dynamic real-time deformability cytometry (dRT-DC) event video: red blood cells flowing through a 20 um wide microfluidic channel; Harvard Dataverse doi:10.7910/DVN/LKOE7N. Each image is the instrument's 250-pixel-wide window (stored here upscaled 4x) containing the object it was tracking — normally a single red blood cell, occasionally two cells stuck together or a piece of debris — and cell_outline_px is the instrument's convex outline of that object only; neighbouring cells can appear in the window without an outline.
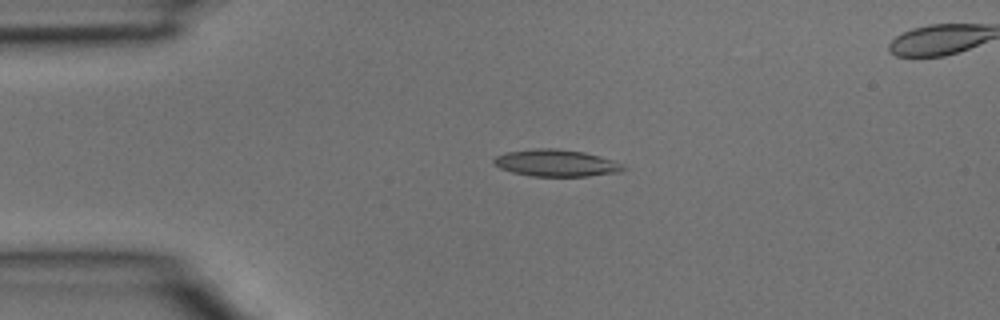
{"species": "common noctule bat (a hibernating species)", "species_latin": "Nyctalus noctula", "temperature_condition": "room temperature", "stored_images_in_passage": 4, "segment_of_instrument_passage": [1, 2], "camera_frame_rate_fps": 3000, "um_per_image_px": 0.085, "animal": {"sex": "male", "body_mass_g": 15.6}, "frame": {"image": 1, "passage_image": 2, "time_ms": 0.333, "image_size_px": [1000, 320], "cell_outline_px": [[628, 168], [624, 172], [588, 176], [532, 176], [512, 172], [500, 168], [492, 164], [492, 160], [496, 156], [508, 152], [532, 148], [556, 148], [584, 152], [600, 156], [624, 164]], "centroid_in_image_um": [47.31, 13.86], "position_along_channel_um": 37.7, "area_um2": 20.58}}